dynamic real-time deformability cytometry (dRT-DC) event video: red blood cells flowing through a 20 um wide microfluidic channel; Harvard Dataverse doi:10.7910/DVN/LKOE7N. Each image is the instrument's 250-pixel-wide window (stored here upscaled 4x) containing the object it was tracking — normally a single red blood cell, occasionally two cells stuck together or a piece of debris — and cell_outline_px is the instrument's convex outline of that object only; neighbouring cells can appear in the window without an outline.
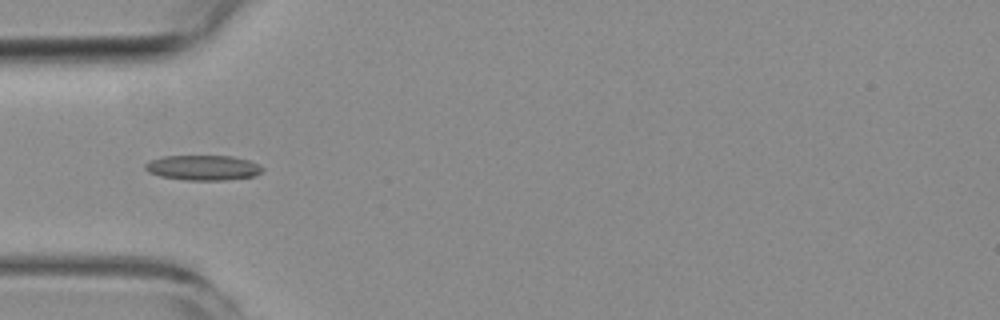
{"species": "common noctule bat (a hibernating species)", "species_latin": "Nyctalus noctula", "temperature_condition": "room temperature", "stored_images_in_passage": 7, "camera_frame_rate_fps": 3000, "um_per_image_px": 0.085, "animal": {"sex": "female", "body_mass_g": 19.3, "forearm_length_mm": 54.1}, "frame": {"image": 1, "passage_image": 4, "time_ms": 4.333, "image_size_px": [1000, 320], "cell_outline_px": [[264, 172], [252, 176], [224, 180], [188, 180], [160, 176], [148, 172], [144, 168], [144, 164], [152, 160], [164, 156], [232, 156], [248, 160], [260, 164], [264, 168]], "centroid_in_image_um": [17.28, 14.25], "position_along_channel_um": 67.7, "area_um2": 17.11}}
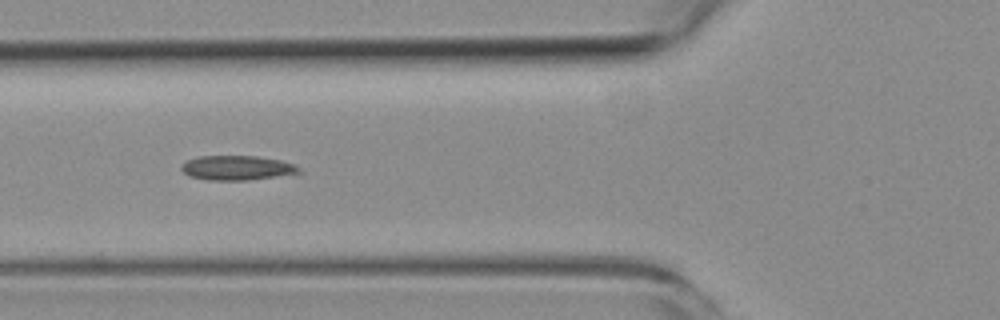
{"frame": {"image": 2, "passage_image": 5, "time_ms": 5.333, "image_size_px": [1000, 320], "cell_outline_px": [[304, 172], [248, 180], [208, 180], [188, 176], [180, 168], [180, 164], [188, 160], [200, 156], [256, 156], [280, 160], [296, 164]], "centroid_in_image_um": [20.15, 14.27], "position_along_channel_um": 105.7, "area_um2": 16.88}}
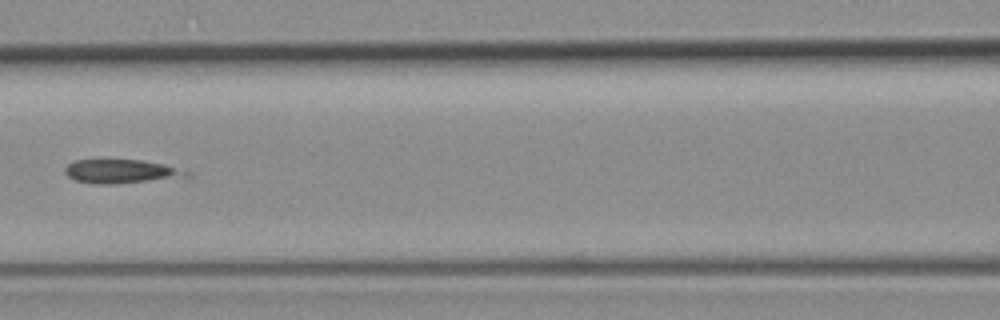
{"frame": {"image": 3, "passage_image": 6, "time_ms": 6.667, "image_size_px": [1000, 320], "cell_outline_px": [[192, 176], [108, 184], [92, 184], [76, 180], [68, 176], [64, 172], [64, 168], [68, 164], [76, 160], [140, 160], [164, 164], [192, 172]], "centroid_in_image_um": [10.29, 14.56], "position_along_channel_um": 156.3, "area_um2": 16.65}}